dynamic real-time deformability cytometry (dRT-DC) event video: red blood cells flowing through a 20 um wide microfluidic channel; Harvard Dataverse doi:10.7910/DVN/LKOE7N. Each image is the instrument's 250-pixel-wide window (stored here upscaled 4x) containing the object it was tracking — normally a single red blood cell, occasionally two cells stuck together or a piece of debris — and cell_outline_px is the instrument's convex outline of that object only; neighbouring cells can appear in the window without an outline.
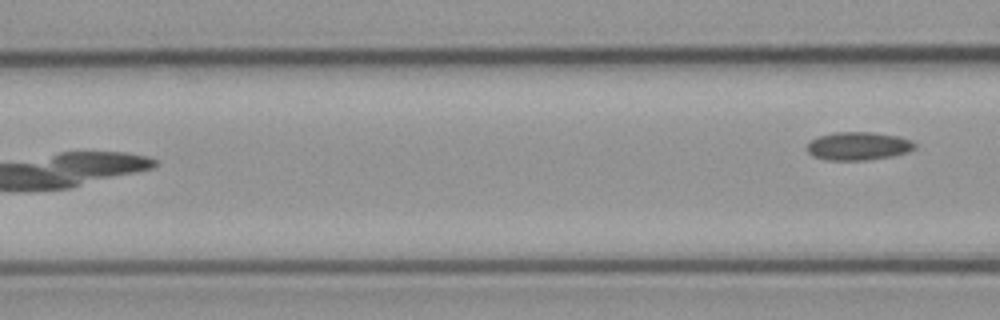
{"species": "common noctule bat (a hibernating species)", "species_latin": "Nyctalus noctula", "temperature_condition": "cold", "stored_images_in_passage": 6, "camera_frame_rate_fps": 3000, "um_per_image_px": 0.085, "animal": {"sex": "male", "body_mass_g": 23.1, "forearm_length_mm": 52.7}, "frame": {"image": 1, "passage_image": 6, "time_ms": 6.0, "image_size_px": [1000, 320], "cell_outline_px": [[916, 148], [908, 152], [892, 156], [868, 160], [828, 160], [812, 156], [804, 148], [812, 140], [820, 136], [836, 132], [872, 132], [896, 136], [912, 140], [916, 144]], "centroid_in_image_um": [72.96, 12.42], "position_along_channel_um": 93.6, "area_um2": 17.74}}